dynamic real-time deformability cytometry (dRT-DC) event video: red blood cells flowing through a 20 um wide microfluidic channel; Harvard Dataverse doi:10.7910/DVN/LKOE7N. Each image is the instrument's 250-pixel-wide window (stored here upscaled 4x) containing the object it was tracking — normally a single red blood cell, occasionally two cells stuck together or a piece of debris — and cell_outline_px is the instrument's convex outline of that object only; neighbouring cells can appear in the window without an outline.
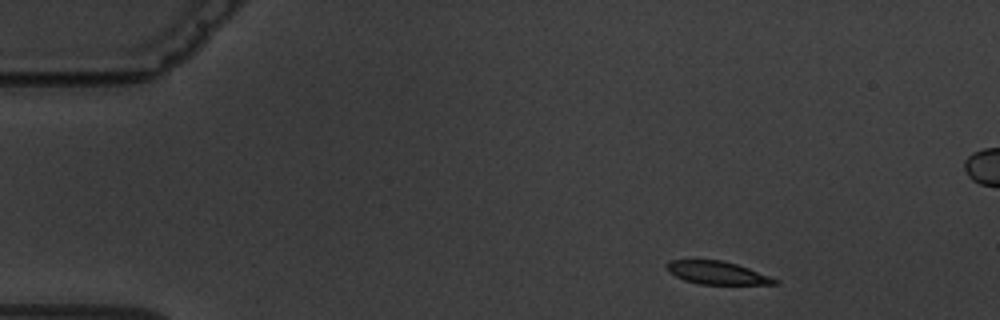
{"species": "common noctule bat (a hibernating species)", "species_latin": "Nyctalus noctula", "temperature_condition": "warm", "stored_images_in_passage": 4, "camera_frame_rate_fps": 3000, "um_per_image_px": 0.085, "animal": {"sex": "male", "body_mass_g": 19.5, "forearm_length_mm": 54.6}, "frame": {"image": 1, "passage_image": 1, "time_ms": 0.0, "image_size_px": [1000, 320], "cell_outline_px": [[780, 284], [700, 284], [684, 280], [668, 272], [664, 268], [664, 264], [668, 260], [720, 260], [736, 264], [748, 268], [780, 280]], "centroid_in_image_um": [60.91, 23.18], "position_along_channel_um": 24.1, "area_um2": 14.51}}